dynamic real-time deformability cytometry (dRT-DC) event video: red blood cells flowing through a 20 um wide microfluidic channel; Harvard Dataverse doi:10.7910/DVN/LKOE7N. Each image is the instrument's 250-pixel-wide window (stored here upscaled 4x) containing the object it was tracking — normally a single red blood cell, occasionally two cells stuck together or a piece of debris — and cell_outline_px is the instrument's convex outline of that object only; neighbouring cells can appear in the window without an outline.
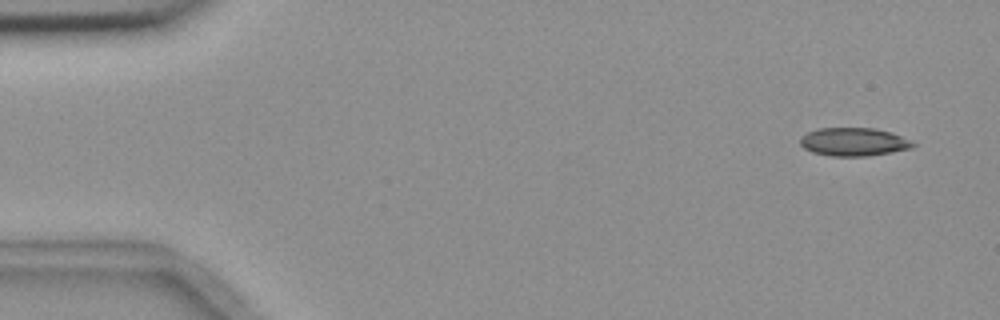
{"species": "common noctule bat (a hibernating species)", "species_latin": "Nyctalus noctula", "temperature_condition": "room temperature", "stored_images_in_passage": 8, "camera_frame_rate_fps": 3000, "um_per_image_px": 0.085, "animal": {"sex": "female", "body_mass_g": 18.4}, "frame": {"image": 1, "passage_image": 1, "time_ms": 0.0, "image_size_px": [1000, 320], "cell_outline_px": [[916, 144], [912, 148], [892, 152], [868, 156], [832, 156], [812, 152], [804, 148], [800, 144], [800, 136], [816, 128], [876, 128], [892, 132], [912, 140]], "centroid_in_image_um": [72.58, 12.05], "position_along_channel_um": 12.4, "area_um2": 18.79}}
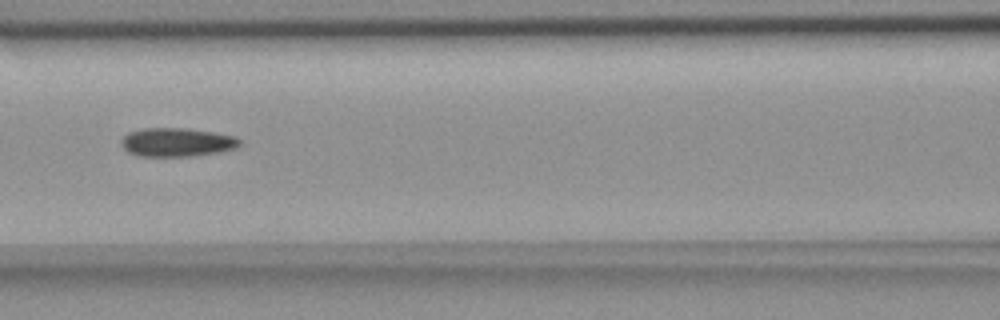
{"frame": {"image": 2, "passage_image": 7, "time_ms": 7.0, "image_size_px": [1000, 320], "cell_outline_px": [[244, 144], [236, 148], [220, 152], [192, 156], [136, 156], [128, 152], [124, 148], [120, 140], [128, 132], [144, 128], [188, 128], [236, 136], [244, 140]], "centroid_in_image_um": [15.09, 12.09], "position_along_channel_um": 151.5, "area_um2": 20.11}}
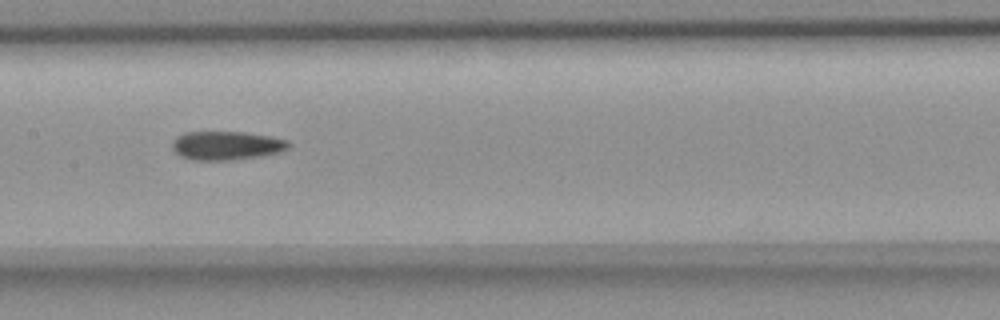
{"frame": {"image": 3, "passage_image": 8, "time_ms": 8.0, "image_size_px": [1000, 320], "cell_outline_px": [[288, 148], [280, 152], [264, 156], [232, 160], [192, 160], [180, 156], [172, 148], [172, 140], [176, 136], [184, 132], [244, 132], [268, 136], [288, 140]], "centroid_in_image_um": [19.22, 12.38], "position_along_channel_um": 188.2, "area_um2": 19.59}}